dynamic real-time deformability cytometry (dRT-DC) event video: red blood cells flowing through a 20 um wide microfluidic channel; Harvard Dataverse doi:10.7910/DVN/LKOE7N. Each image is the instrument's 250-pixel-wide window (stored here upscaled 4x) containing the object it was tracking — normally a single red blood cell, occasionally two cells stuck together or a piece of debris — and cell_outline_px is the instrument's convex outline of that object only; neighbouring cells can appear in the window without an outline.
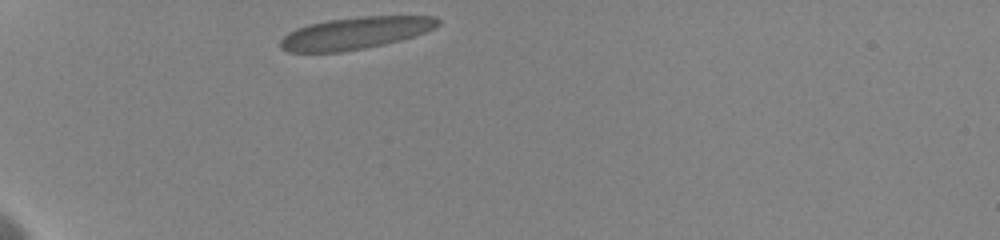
{"species": "human", "species_latin": "Homo sapiens", "temperature_condition": "cold", "stored_images_in_passage": 26, "camera_frame_rate_fps": 3000, "um_per_image_px": 0.085, "donor": {"sex": "female"}, "frame": {"image": 1, "passage_image": 1, "time_ms": 0.0, "image_size_px": [1000, 240], "cell_outline_px": [[440, 24], [424, 32], [400, 40], [384, 44], [364, 48], [340, 52], [288, 52], [280, 48], [280, 40], [288, 32], [296, 28], [308, 24], [328, 20], [360, 16], [436, 16], [440, 20]], "centroid_in_image_um": [30.16, 2.81], "position_along_channel_um": 54.8, "area_um2": 29.36}}
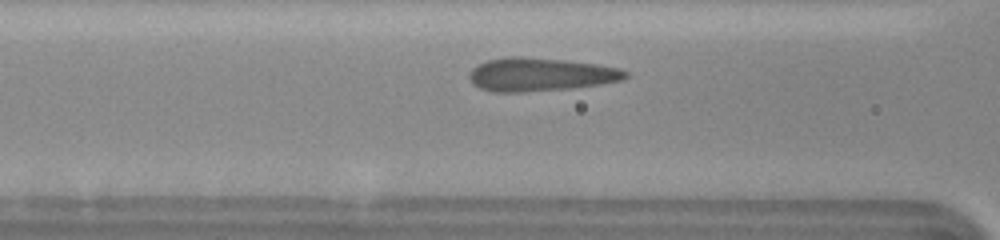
{"frame": {"image": 2, "passage_image": 9, "time_ms": 2.667, "image_size_px": [1000, 240], "cell_outline_px": [[628, 76], [624, 80], [600, 84], [568, 88], [520, 92], [496, 92], [480, 88], [468, 76], [468, 72], [476, 64], [488, 60], [508, 56], [524, 56], [564, 60], [596, 64], [620, 68], [628, 72]], "centroid_in_image_um": [45.93, 6.31], "position_along_channel_um": 120.7, "area_um2": 30.29}}
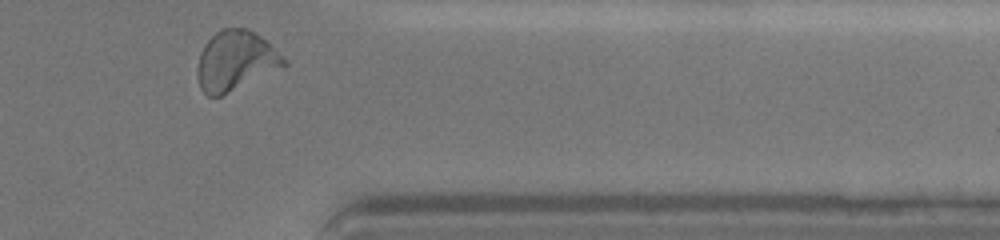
{"frame": {"image": 3, "passage_image": 26, "time_ms": 10.333, "image_size_px": [1000, 240], "cell_outline_px": [[288, 64], [284, 68], [220, 96], [208, 96], [200, 88], [196, 72], [200, 52], [204, 44], [216, 32], [224, 28], [248, 28], [256, 32], [272, 44], [288, 60]], "centroid_in_image_um": [20.07, 5.16], "position_along_channel_um": 391.3, "area_um2": 30.58}}